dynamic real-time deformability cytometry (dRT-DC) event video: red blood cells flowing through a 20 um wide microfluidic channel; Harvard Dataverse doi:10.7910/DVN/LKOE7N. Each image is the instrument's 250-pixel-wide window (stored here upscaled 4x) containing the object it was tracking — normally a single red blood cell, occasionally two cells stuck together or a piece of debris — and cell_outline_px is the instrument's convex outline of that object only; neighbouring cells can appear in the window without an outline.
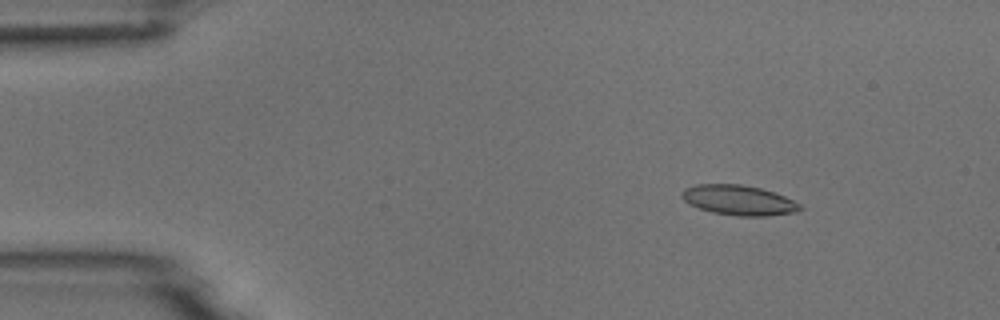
{"species": "common noctule bat (a hibernating species)", "species_latin": "Nyctalus noctula", "temperature_condition": "room temperature", "stored_images_in_passage": 4, "camera_frame_rate_fps": 3000, "um_per_image_px": 0.085, "animal": {"sex": "male", "body_mass_g": 18.8}, "frame": {"image": 1, "passage_image": 2, "time_ms": 1.0, "image_size_px": [1000, 320], "cell_outline_px": [[804, 208], [796, 212], [768, 216], [740, 216], [712, 212], [688, 204], [680, 196], [680, 192], [684, 188], [696, 184], [740, 184], [760, 188], [784, 196], [800, 204]], "centroid_in_image_um": [62.76, 17.01], "position_along_channel_um": 22.2, "area_um2": 20.69}}